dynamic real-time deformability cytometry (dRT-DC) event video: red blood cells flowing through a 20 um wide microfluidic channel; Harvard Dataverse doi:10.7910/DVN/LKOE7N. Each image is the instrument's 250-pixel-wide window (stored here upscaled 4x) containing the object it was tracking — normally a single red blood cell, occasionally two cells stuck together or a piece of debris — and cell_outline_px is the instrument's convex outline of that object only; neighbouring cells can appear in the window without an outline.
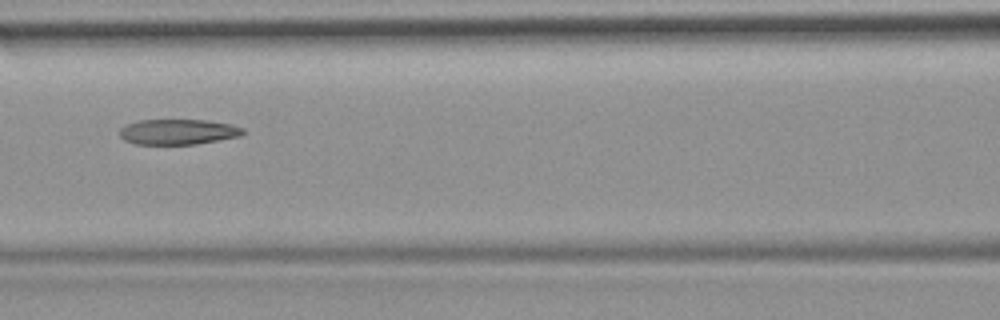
{"species": "common noctule bat (a hibernating species)", "species_latin": "Nyctalus noctula", "temperature_condition": "room temperature", "stored_images_in_passage": 10, "camera_frame_rate_fps": 3000, "um_per_image_px": 0.085, "animal": {"sex": "female", "body_mass_g": 19.9}, "frame": {"image": 1, "passage_image": 7, "time_ms": 8.667, "image_size_px": [1000, 320], "cell_outline_px": [[244, 132], [240, 136], [196, 144], [136, 144], [124, 140], [120, 136], [120, 128], [128, 124], [140, 120], [208, 120], [232, 124], [244, 128]], "centroid_in_image_um": [15.15, 11.2], "position_along_channel_um": 151.4, "area_um2": 18.21}}